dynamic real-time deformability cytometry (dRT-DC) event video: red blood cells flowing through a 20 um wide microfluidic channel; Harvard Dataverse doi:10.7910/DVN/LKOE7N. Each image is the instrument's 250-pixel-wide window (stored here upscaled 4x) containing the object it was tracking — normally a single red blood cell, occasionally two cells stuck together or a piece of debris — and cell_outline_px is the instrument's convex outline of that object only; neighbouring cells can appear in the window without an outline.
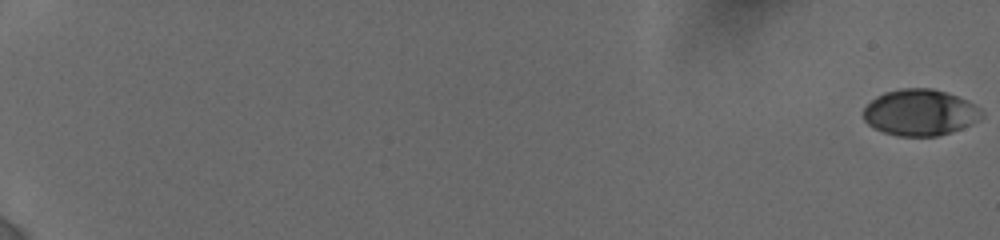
{"species": "human", "species_latin": "Homo sapiens", "temperature_condition": "cold", "stored_images_in_passage": 67, "camera_frame_rate_fps": 3000, "um_per_image_px": 0.085, "donor": {"sex": "female"}, "frame": {"image": 1, "passage_image": 1, "time_ms": 0.0, "image_size_px": [1000, 240], "cell_outline_px": [[984, 116], [960, 128], [936, 136], [896, 136], [884, 132], [868, 124], [864, 120], [864, 108], [876, 96], [884, 92], [900, 88], [932, 88], [956, 96], [980, 108], [984, 112]], "centroid_in_image_um": [78.16, 9.55], "position_along_channel_um": 6.8, "area_um2": 31.44}}
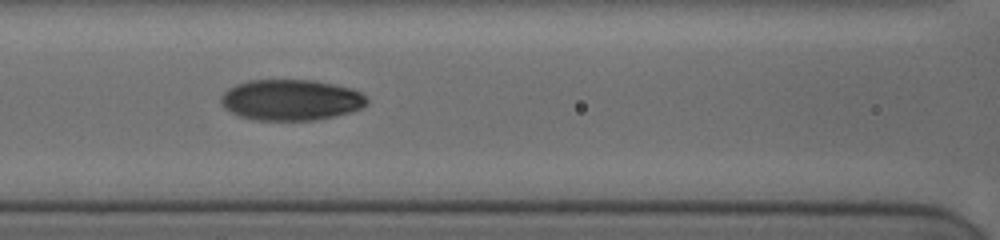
{"frame": {"image": 2, "passage_image": 37, "time_ms": 9.667, "image_size_px": [1000, 240], "cell_outline_px": [[368, 104], [352, 112], [316, 120], [256, 120], [240, 116], [224, 108], [220, 104], [220, 96], [228, 88], [236, 84], [248, 80], [316, 80], [336, 84], [352, 88], [360, 92], [368, 100]], "centroid_in_image_um": [24.73, 8.49], "position_along_channel_um": 141.9, "area_um2": 35.08}}
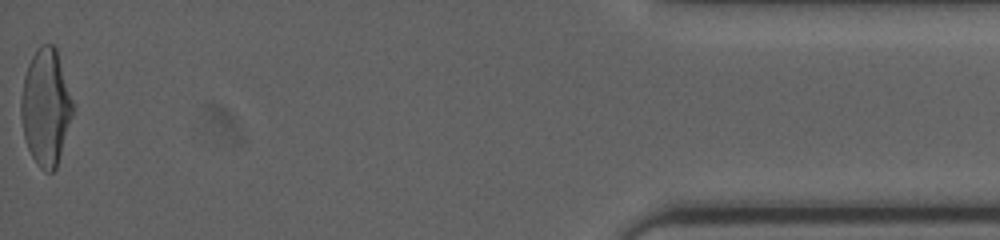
{"frame": {"image": 3, "passage_image": 67, "time_ms": 19.0, "image_size_px": [1000, 240], "cell_outline_px": [[72, 116], [56, 168], [52, 172], [44, 172], [36, 164], [28, 148], [24, 136], [20, 116], [20, 96], [24, 76], [28, 64], [32, 56], [40, 44], [52, 44], [56, 48], [72, 100]], "centroid_in_image_um": [3.86, 9.12], "position_along_channel_um": 431.3, "area_um2": 34.91}, "authors_computed_cell_mechanics": {"area_um2": 33.2928, "velocity_mm_per_s": 3.8764, "shape_relaxation_time_tau1_ms": 4.7085, "shape_relaxation_time_tau2_ms": 1.5167, "deformation_change_tau1": 0.1816, "deformation_change_tau2": 0.0542}}